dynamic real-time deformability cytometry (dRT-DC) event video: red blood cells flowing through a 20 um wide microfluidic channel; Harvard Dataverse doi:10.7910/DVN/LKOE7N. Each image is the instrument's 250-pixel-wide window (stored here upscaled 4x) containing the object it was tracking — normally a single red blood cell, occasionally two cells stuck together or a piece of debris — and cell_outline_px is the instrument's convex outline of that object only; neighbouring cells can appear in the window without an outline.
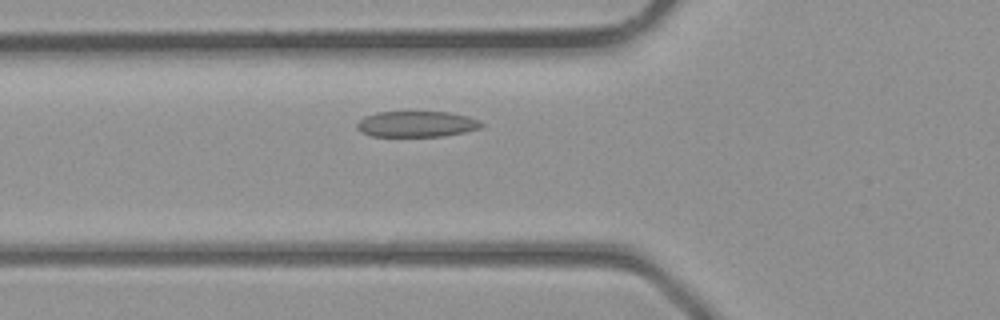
{"species": "common noctule bat (a hibernating species)", "species_latin": "Nyctalus noctula", "temperature_condition": "room temperature", "stored_images_in_passage": 33, "camera_frame_rate_fps": 3000, "um_per_image_px": 0.085, "animal": {"sex": "male", "body_mass_g": 23.1, "forearm_length_mm": 52.7}, "frame": {"image": 1, "passage_image": 8, "time_ms": 2.333, "image_size_px": [1000, 320], "cell_outline_px": [[484, 124], [480, 128], [464, 132], [444, 136], [372, 136], [360, 132], [356, 128], [356, 124], [364, 116], [376, 112], [452, 112], [468, 116], [480, 120]], "centroid_in_image_um": [35.41, 10.54], "position_along_channel_um": 90.4, "area_um2": 18.9}}
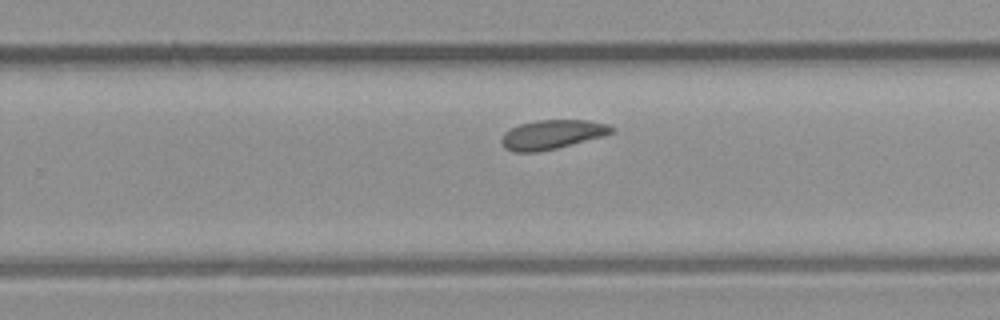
{"frame": {"image": 2, "passage_image": 19, "time_ms": 6.0, "image_size_px": [1000, 320], "cell_outline_px": [[616, 132], [604, 136], [540, 152], [512, 152], [504, 148], [500, 140], [504, 132], [520, 124], [536, 120], [588, 120], [608, 124], [616, 128]], "centroid_in_image_um": [46.95, 11.43], "position_along_channel_um": 282.9, "area_um2": 18.96}}
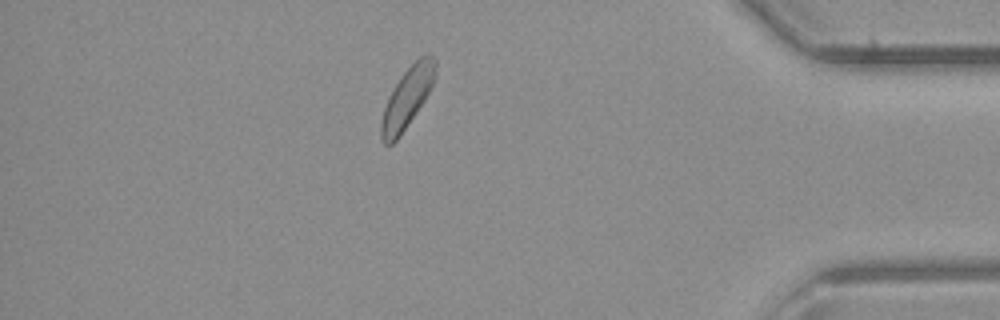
{"frame": {"image": 3, "passage_image": 28, "time_ms": 9.0, "image_size_px": [1000, 320], "cell_outline_px": [[436, 76], [424, 100], [400, 136], [392, 144], [384, 144], [380, 140], [380, 120], [388, 96], [400, 76], [420, 56], [428, 52], [436, 60]], "centroid_in_image_um": [34.59, 8.31], "position_along_channel_um": 400.6, "area_um2": 19.02}}